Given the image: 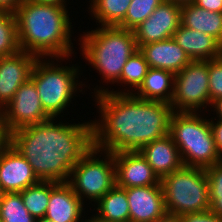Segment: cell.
Here are the masks:
<instances>
[{
    "mask_svg": "<svg viewBox=\"0 0 222 222\" xmlns=\"http://www.w3.org/2000/svg\"><path fill=\"white\" fill-rule=\"evenodd\" d=\"M49 119L51 117L44 111L35 83L31 79L19 87L12 100L0 111V120L9 134Z\"/></svg>",
    "mask_w": 222,
    "mask_h": 222,
    "instance_id": "cell-10",
    "label": "cell"
},
{
    "mask_svg": "<svg viewBox=\"0 0 222 222\" xmlns=\"http://www.w3.org/2000/svg\"><path fill=\"white\" fill-rule=\"evenodd\" d=\"M205 170L209 183L210 210L222 218V161Z\"/></svg>",
    "mask_w": 222,
    "mask_h": 222,
    "instance_id": "cell-29",
    "label": "cell"
},
{
    "mask_svg": "<svg viewBox=\"0 0 222 222\" xmlns=\"http://www.w3.org/2000/svg\"><path fill=\"white\" fill-rule=\"evenodd\" d=\"M92 19L101 26H118L126 16L132 0H90ZM94 16V17H93Z\"/></svg>",
    "mask_w": 222,
    "mask_h": 222,
    "instance_id": "cell-24",
    "label": "cell"
},
{
    "mask_svg": "<svg viewBox=\"0 0 222 222\" xmlns=\"http://www.w3.org/2000/svg\"><path fill=\"white\" fill-rule=\"evenodd\" d=\"M175 75L167 70L149 68L143 83L133 93L142 100L161 101L171 105Z\"/></svg>",
    "mask_w": 222,
    "mask_h": 222,
    "instance_id": "cell-21",
    "label": "cell"
},
{
    "mask_svg": "<svg viewBox=\"0 0 222 222\" xmlns=\"http://www.w3.org/2000/svg\"><path fill=\"white\" fill-rule=\"evenodd\" d=\"M211 106L210 108L214 109L211 111L216 112L218 119H222V98L215 100Z\"/></svg>",
    "mask_w": 222,
    "mask_h": 222,
    "instance_id": "cell-38",
    "label": "cell"
},
{
    "mask_svg": "<svg viewBox=\"0 0 222 222\" xmlns=\"http://www.w3.org/2000/svg\"><path fill=\"white\" fill-rule=\"evenodd\" d=\"M84 203L67 182L50 181V199L45 218L54 222H83ZM83 213V214H82ZM82 218V219H81Z\"/></svg>",
    "mask_w": 222,
    "mask_h": 222,
    "instance_id": "cell-16",
    "label": "cell"
},
{
    "mask_svg": "<svg viewBox=\"0 0 222 222\" xmlns=\"http://www.w3.org/2000/svg\"><path fill=\"white\" fill-rule=\"evenodd\" d=\"M200 112L173 111L169 135L179 149L183 164L206 169L222 161L208 118Z\"/></svg>",
    "mask_w": 222,
    "mask_h": 222,
    "instance_id": "cell-5",
    "label": "cell"
},
{
    "mask_svg": "<svg viewBox=\"0 0 222 222\" xmlns=\"http://www.w3.org/2000/svg\"><path fill=\"white\" fill-rule=\"evenodd\" d=\"M38 182L32 166L9 143L0 154V189L2 193H20Z\"/></svg>",
    "mask_w": 222,
    "mask_h": 222,
    "instance_id": "cell-13",
    "label": "cell"
},
{
    "mask_svg": "<svg viewBox=\"0 0 222 222\" xmlns=\"http://www.w3.org/2000/svg\"><path fill=\"white\" fill-rule=\"evenodd\" d=\"M198 7L213 12H222V0H194Z\"/></svg>",
    "mask_w": 222,
    "mask_h": 222,
    "instance_id": "cell-33",
    "label": "cell"
},
{
    "mask_svg": "<svg viewBox=\"0 0 222 222\" xmlns=\"http://www.w3.org/2000/svg\"><path fill=\"white\" fill-rule=\"evenodd\" d=\"M0 222H36V218L26 209L21 193H2Z\"/></svg>",
    "mask_w": 222,
    "mask_h": 222,
    "instance_id": "cell-26",
    "label": "cell"
},
{
    "mask_svg": "<svg viewBox=\"0 0 222 222\" xmlns=\"http://www.w3.org/2000/svg\"><path fill=\"white\" fill-rule=\"evenodd\" d=\"M217 120L214 121L213 120ZM217 117H212L209 121H210V126H211V130L213 133V137H214V141H215V145H216V149L220 155V157L222 158V119H216Z\"/></svg>",
    "mask_w": 222,
    "mask_h": 222,
    "instance_id": "cell-32",
    "label": "cell"
},
{
    "mask_svg": "<svg viewBox=\"0 0 222 222\" xmlns=\"http://www.w3.org/2000/svg\"><path fill=\"white\" fill-rule=\"evenodd\" d=\"M167 1H172L174 3H178V4H186V3H192L194 2V0H167Z\"/></svg>",
    "mask_w": 222,
    "mask_h": 222,
    "instance_id": "cell-39",
    "label": "cell"
},
{
    "mask_svg": "<svg viewBox=\"0 0 222 222\" xmlns=\"http://www.w3.org/2000/svg\"><path fill=\"white\" fill-rule=\"evenodd\" d=\"M20 193L26 209L33 217H45L50 199V181H39Z\"/></svg>",
    "mask_w": 222,
    "mask_h": 222,
    "instance_id": "cell-25",
    "label": "cell"
},
{
    "mask_svg": "<svg viewBox=\"0 0 222 222\" xmlns=\"http://www.w3.org/2000/svg\"><path fill=\"white\" fill-rule=\"evenodd\" d=\"M209 93L211 105L222 98V56L208 61Z\"/></svg>",
    "mask_w": 222,
    "mask_h": 222,
    "instance_id": "cell-30",
    "label": "cell"
},
{
    "mask_svg": "<svg viewBox=\"0 0 222 222\" xmlns=\"http://www.w3.org/2000/svg\"><path fill=\"white\" fill-rule=\"evenodd\" d=\"M167 213L185 215L210 209L209 183L203 168L183 165L161 179Z\"/></svg>",
    "mask_w": 222,
    "mask_h": 222,
    "instance_id": "cell-7",
    "label": "cell"
},
{
    "mask_svg": "<svg viewBox=\"0 0 222 222\" xmlns=\"http://www.w3.org/2000/svg\"><path fill=\"white\" fill-rule=\"evenodd\" d=\"M181 217L183 222H222V218L210 209L202 212L188 213Z\"/></svg>",
    "mask_w": 222,
    "mask_h": 222,
    "instance_id": "cell-31",
    "label": "cell"
},
{
    "mask_svg": "<svg viewBox=\"0 0 222 222\" xmlns=\"http://www.w3.org/2000/svg\"><path fill=\"white\" fill-rule=\"evenodd\" d=\"M92 215L105 222H130L129 204L125 188L115 185L97 203Z\"/></svg>",
    "mask_w": 222,
    "mask_h": 222,
    "instance_id": "cell-22",
    "label": "cell"
},
{
    "mask_svg": "<svg viewBox=\"0 0 222 222\" xmlns=\"http://www.w3.org/2000/svg\"><path fill=\"white\" fill-rule=\"evenodd\" d=\"M32 1L35 3H40V4H48V5H55V6H60V7H67V0H28Z\"/></svg>",
    "mask_w": 222,
    "mask_h": 222,
    "instance_id": "cell-37",
    "label": "cell"
},
{
    "mask_svg": "<svg viewBox=\"0 0 222 222\" xmlns=\"http://www.w3.org/2000/svg\"><path fill=\"white\" fill-rule=\"evenodd\" d=\"M139 152L160 180L184 165L179 149L169 134L148 143Z\"/></svg>",
    "mask_w": 222,
    "mask_h": 222,
    "instance_id": "cell-18",
    "label": "cell"
},
{
    "mask_svg": "<svg viewBox=\"0 0 222 222\" xmlns=\"http://www.w3.org/2000/svg\"><path fill=\"white\" fill-rule=\"evenodd\" d=\"M116 169V185L133 188L158 185L160 179L139 151L113 153Z\"/></svg>",
    "mask_w": 222,
    "mask_h": 222,
    "instance_id": "cell-14",
    "label": "cell"
},
{
    "mask_svg": "<svg viewBox=\"0 0 222 222\" xmlns=\"http://www.w3.org/2000/svg\"><path fill=\"white\" fill-rule=\"evenodd\" d=\"M171 106L177 112H202L203 108L209 112L206 109L211 107L207 60H192L175 74Z\"/></svg>",
    "mask_w": 222,
    "mask_h": 222,
    "instance_id": "cell-9",
    "label": "cell"
},
{
    "mask_svg": "<svg viewBox=\"0 0 222 222\" xmlns=\"http://www.w3.org/2000/svg\"><path fill=\"white\" fill-rule=\"evenodd\" d=\"M181 4L164 0L133 31L137 47L173 37L181 24Z\"/></svg>",
    "mask_w": 222,
    "mask_h": 222,
    "instance_id": "cell-11",
    "label": "cell"
},
{
    "mask_svg": "<svg viewBox=\"0 0 222 222\" xmlns=\"http://www.w3.org/2000/svg\"><path fill=\"white\" fill-rule=\"evenodd\" d=\"M95 29L83 32L79 38L81 54L88 65L97 73L99 71L103 83L115 84L129 57L138 50L134 31L117 26H98Z\"/></svg>",
    "mask_w": 222,
    "mask_h": 222,
    "instance_id": "cell-4",
    "label": "cell"
},
{
    "mask_svg": "<svg viewBox=\"0 0 222 222\" xmlns=\"http://www.w3.org/2000/svg\"><path fill=\"white\" fill-rule=\"evenodd\" d=\"M38 57L20 50L0 57V111L12 100L19 87L27 82Z\"/></svg>",
    "mask_w": 222,
    "mask_h": 222,
    "instance_id": "cell-12",
    "label": "cell"
},
{
    "mask_svg": "<svg viewBox=\"0 0 222 222\" xmlns=\"http://www.w3.org/2000/svg\"><path fill=\"white\" fill-rule=\"evenodd\" d=\"M87 217H85V220L83 222H105V221H101L99 219H97L96 217H90V219H86Z\"/></svg>",
    "mask_w": 222,
    "mask_h": 222,
    "instance_id": "cell-40",
    "label": "cell"
},
{
    "mask_svg": "<svg viewBox=\"0 0 222 222\" xmlns=\"http://www.w3.org/2000/svg\"><path fill=\"white\" fill-rule=\"evenodd\" d=\"M163 1L164 0H132L125 19L117 27L134 30L145 21Z\"/></svg>",
    "mask_w": 222,
    "mask_h": 222,
    "instance_id": "cell-28",
    "label": "cell"
},
{
    "mask_svg": "<svg viewBox=\"0 0 222 222\" xmlns=\"http://www.w3.org/2000/svg\"><path fill=\"white\" fill-rule=\"evenodd\" d=\"M48 59V60H45ZM38 58L32 69L30 79L35 83L44 111L57 119L72 104V98L83 92L82 81H79L80 66H61L58 62L64 58ZM53 60L57 61L54 62ZM60 60V61H58ZM57 63V64H56ZM81 87V90H80ZM78 89V90H77Z\"/></svg>",
    "mask_w": 222,
    "mask_h": 222,
    "instance_id": "cell-6",
    "label": "cell"
},
{
    "mask_svg": "<svg viewBox=\"0 0 222 222\" xmlns=\"http://www.w3.org/2000/svg\"><path fill=\"white\" fill-rule=\"evenodd\" d=\"M24 0H0V10L15 12Z\"/></svg>",
    "mask_w": 222,
    "mask_h": 222,
    "instance_id": "cell-34",
    "label": "cell"
},
{
    "mask_svg": "<svg viewBox=\"0 0 222 222\" xmlns=\"http://www.w3.org/2000/svg\"><path fill=\"white\" fill-rule=\"evenodd\" d=\"M191 60H211L222 56V45L211 35L180 24L172 37Z\"/></svg>",
    "mask_w": 222,
    "mask_h": 222,
    "instance_id": "cell-19",
    "label": "cell"
},
{
    "mask_svg": "<svg viewBox=\"0 0 222 222\" xmlns=\"http://www.w3.org/2000/svg\"><path fill=\"white\" fill-rule=\"evenodd\" d=\"M10 143V134L7 129L3 126L0 120V154L4 148Z\"/></svg>",
    "mask_w": 222,
    "mask_h": 222,
    "instance_id": "cell-35",
    "label": "cell"
},
{
    "mask_svg": "<svg viewBox=\"0 0 222 222\" xmlns=\"http://www.w3.org/2000/svg\"><path fill=\"white\" fill-rule=\"evenodd\" d=\"M51 118L10 133V143L39 181L68 182L72 168L93 147L92 120L69 124Z\"/></svg>",
    "mask_w": 222,
    "mask_h": 222,
    "instance_id": "cell-2",
    "label": "cell"
},
{
    "mask_svg": "<svg viewBox=\"0 0 222 222\" xmlns=\"http://www.w3.org/2000/svg\"><path fill=\"white\" fill-rule=\"evenodd\" d=\"M36 222H54V221H51V220L46 219L45 217H42V218H37Z\"/></svg>",
    "mask_w": 222,
    "mask_h": 222,
    "instance_id": "cell-41",
    "label": "cell"
},
{
    "mask_svg": "<svg viewBox=\"0 0 222 222\" xmlns=\"http://www.w3.org/2000/svg\"><path fill=\"white\" fill-rule=\"evenodd\" d=\"M130 222H155L167 213L161 182L158 185L125 188Z\"/></svg>",
    "mask_w": 222,
    "mask_h": 222,
    "instance_id": "cell-15",
    "label": "cell"
},
{
    "mask_svg": "<svg viewBox=\"0 0 222 222\" xmlns=\"http://www.w3.org/2000/svg\"><path fill=\"white\" fill-rule=\"evenodd\" d=\"M149 68L150 67L145 59V56L138 49L129 57L128 61L123 66L120 79L117 82V85L118 83L121 84L122 86L123 84H125L126 86H129L131 90L128 87L127 90L124 88V90L120 89V91L119 90L113 91V89L110 91L109 88H106L102 85L101 87L100 86L98 87L96 85V87L93 90L94 92L91 93H94L95 94L94 96L105 92L115 93V94H133V92H135L139 88V86L143 83L144 77L147 75Z\"/></svg>",
    "mask_w": 222,
    "mask_h": 222,
    "instance_id": "cell-23",
    "label": "cell"
},
{
    "mask_svg": "<svg viewBox=\"0 0 222 222\" xmlns=\"http://www.w3.org/2000/svg\"><path fill=\"white\" fill-rule=\"evenodd\" d=\"M181 25L211 35L222 45V12L198 7L193 2L181 5Z\"/></svg>",
    "mask_w": 222,
    "mask_h": 222,
    "instance_id": "cell-20",
    "label": "cell"
},
{
    "mask_svg": "<svg viewBox=\"0 0 222 222\" xmlns=\"http://www.w3.org/2000/svg\"><path fill=\"white\" fill-rule=\"evenodd\" d=\"M138 49L150 68L167 70L174 75L192 61L173 38L141 45Z\"/></svg>",
    "mask_w": 222,
    "mask_h": 222,
    "instance_id": "cell-17",
    "label": "cell"
},
{
    "mask_svg": "<svg viewBox=\"0 0 222 222\" xmlns=\"http://www.w3.org/2000/svg\"><path fill=\"white\" fill-rule=\"evenodd\" d=\"M155 222H183L181 215L166 213Z\"/></svg>",
    "mask_w": 222,
    "mask_h": 222,
    "instance_id": "cell-36",
    "label": "cell"
},
{
    "mask_svg": "<svg viewBox=\"0 0 222 222\" xmlns=\"http://www.w3.org/2000/svg\"><path fill=\"white\" fill-rule=\"evenodd\" d=\"M20 51L14 12H0V57Z\"/></svg>",
    "mask_w": 222,
    "mask_h": 222,
    "instance_id": "cell-27",
    "label": "cell"
},
{
    "mask_svg": "<svg viewBox=\"0 0 222 222\" xmlns=\"http://www.w3.org/2000/svg\"><path fill=\"white\" fill-rule=\"evenodd\" d=\"M94 99L101 119L92 121L93 147L112 153L139 151L169 134L173 109L168 103L109 92Z\"/></svg>",
    "mask_w": 222,
    "mask_h": 222,
    "instance_id": "cell-1",
    "label": "cell"
},
{
    "mask_svg": "<svg viewBox=\"0 0 222 222\" xmlns=\"http://www.w3.org/2000/svg\"><path fill=\"white\" fill-rule=\"evenodd\" d=\"M14 15L20 50L38 58L69 60L74 54L73 27L66 7L24 0Z\"/></svg>",
    "mask_w": 222,
    "mask_h": 222,
    "instance_id": "cell-3",
    "label": "cell"
},
{
    "mask_svg": "<svg viewBox=\"0 0 222 222\" xmlns=\"http://www.w3.org/2000/svg\"><path fill=\"white\" fill-rule=\"evenodd\" d=\"M67 183L83 203L89 199L96 204L116 185L113 153L92 147L72 168Z\"/></svg>",
    "mask_w": 222,
    "mask_h": 222,
    "instance_id": "cell-8",
    "label": "cell"
}]
</instances>
